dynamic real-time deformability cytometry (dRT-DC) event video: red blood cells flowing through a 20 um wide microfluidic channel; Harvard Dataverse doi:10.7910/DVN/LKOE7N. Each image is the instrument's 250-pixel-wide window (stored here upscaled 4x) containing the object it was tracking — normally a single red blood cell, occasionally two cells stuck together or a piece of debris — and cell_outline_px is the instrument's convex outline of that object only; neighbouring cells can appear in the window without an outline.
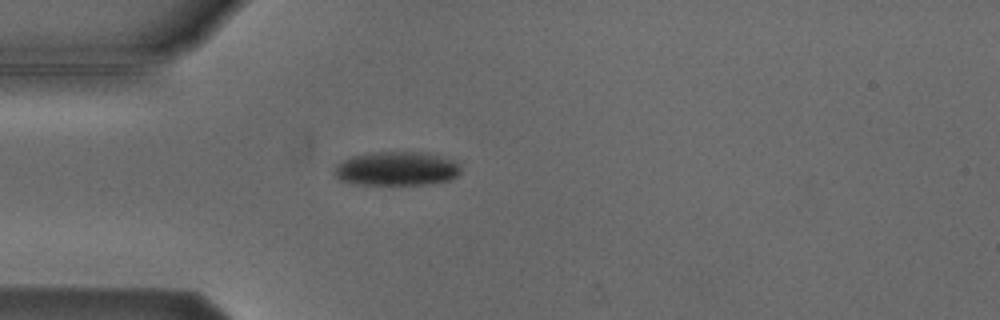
{"species": "Egyptian fruit bat (a non-hibernating species)", "species_latin": "Rousettus aegyptiacus", "temperature_condition": "cold", "stored_images_in_passage": 1, "camera_frame_rate_fps": 3000, "um_per_image_px": 0.085, "animal": {"sex": "male"}, "frame": {"image": 1, "passage_image": 1, "time_ms": 0.0, "image_size_px": [1000, 320], "cell_outline_px": [[460, 172], [456, 176], [448, 180], [424, 184], [356, 184], [340, 180], [332, 172], [336, 164], [352, 156], [372, 152], [420, 152], [460, 160]], "centroid_in_image_um": [33.72, 14.32], "position_along_channel_um": 51.3, "area_um2": 25.09}}